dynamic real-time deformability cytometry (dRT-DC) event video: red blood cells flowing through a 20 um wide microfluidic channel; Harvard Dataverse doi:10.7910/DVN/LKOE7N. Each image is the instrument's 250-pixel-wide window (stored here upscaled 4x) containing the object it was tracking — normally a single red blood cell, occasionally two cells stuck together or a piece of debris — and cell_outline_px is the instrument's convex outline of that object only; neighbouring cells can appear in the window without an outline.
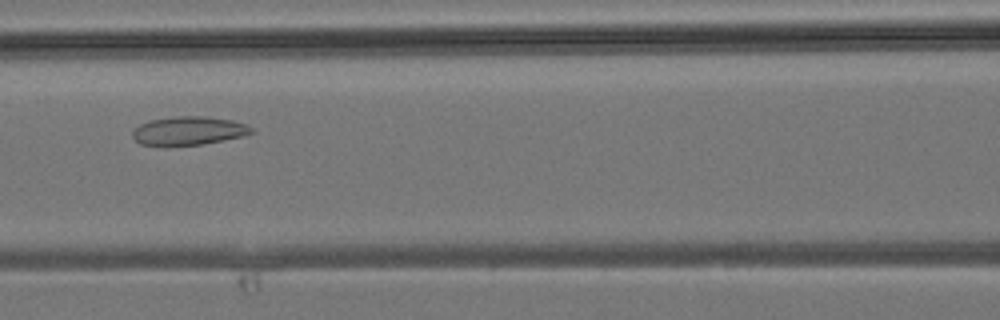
{"species": "common noctule bat (a hibernating species)", "species_latin": "Nyctalus noctula", "temperature_condition": "room temperature", "stored_images_in_passage": 29, "camera_frame_rate_fps": 3000, "um_per_image_px": 0.085, "animal": {"sex": "male", "body_mass_g": 19.2, "forearm_length_mm": 51.8}, "frame": {"image": 1, "passage_image": 8, "time_ms": 2.333, "image_size_px": [1000, 320], "cell_outline_px": [[252, 132], [244, 136], [204, 144], [140, 144], [132, 136], [132, 132], [140, 124], [148, 120], [176, 116], [204, 116], [232, 120], [248, 124], [252, 128]], "centroid_in_image_um": [16.07, 11.09], "position_along_channel_um": 150.5, "area_um2": 19.48}}
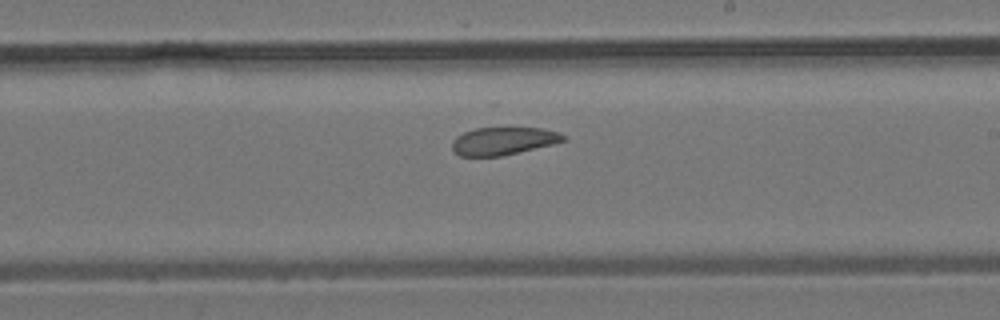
{"frame": {"image": 2, "passage_image": 14, "time_ms": 4.333, "image_size_px": [1000, 320], "cell_outline_px": [[568, 140], [552, 144], [500, 156], [460, 156], [452, 148], [452, 140], [456, 136], [464, 132], [476, 128], [544, 128], [560, 132], [568, 136]], "centroid_in_image_um": [42.82, 11.97], "position_along_channel_um": 246.2, "area_um2": 17.98}}
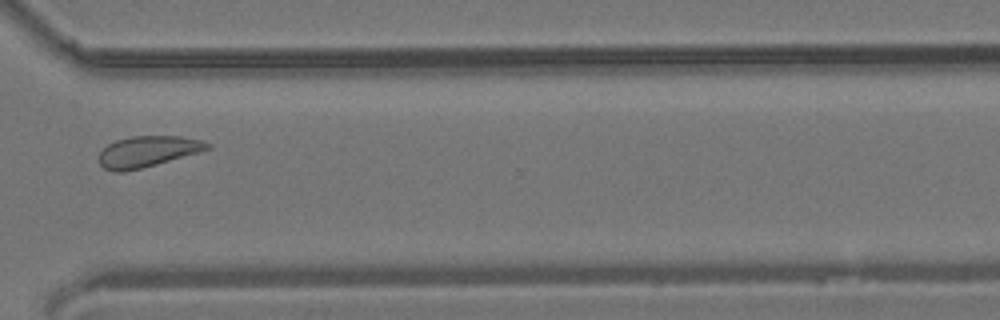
{"frame": {"image": 3, "passage_image": 21, "time_ms": 6.667, "image_size_px": [1000, 320], "cell_outline_px": [[212, 148], [200, 152], [156, 164], [124, 172], [116, 172], [104, 168], [100, 164], [100, 152], [108, 144], [116, 140], [132, 136], [180, 136], [200, 140], [212, 144]], "centroid_in_image_um": [12.57, 12.87], "position_along_channel_um": 358.0, "area_um2": 19.42}}